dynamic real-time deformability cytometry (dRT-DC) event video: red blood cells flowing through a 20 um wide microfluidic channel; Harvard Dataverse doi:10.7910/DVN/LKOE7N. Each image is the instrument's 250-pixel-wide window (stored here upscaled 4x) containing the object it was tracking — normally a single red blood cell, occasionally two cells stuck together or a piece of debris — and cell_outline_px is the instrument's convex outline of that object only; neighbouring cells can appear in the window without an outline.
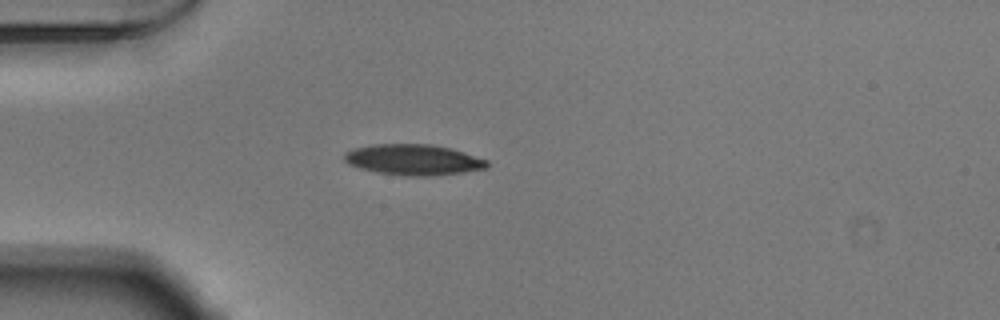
{"species": "Egyptian fruit bat (a non-hibernating species)", "species_latin": "Rousettus aegyptiacus", "temperature_condition": "warm", "stored_images_in_passage": 39, "camera_frame_rate_fps": 3000, "um_per_image_px": 0.085, "animal": {"sex": "male"}, "frame": {"image": 1, "passage_image": 1, "time_ms": 0.0, "image_size_px": [1000, 320], "cell_outline_px": [[488, 168], [432, 176], [404, 176], [380, 172], [360, 168], [348, 164], [344, 160], [344, 152], [352, 148], [372, 144], [432, 144], [452, 148], [488, 160]], "centroid_in_image_um": [35.12, 13.56], "position_along_channel_um": 49.9, "area_um2": 25.66}}
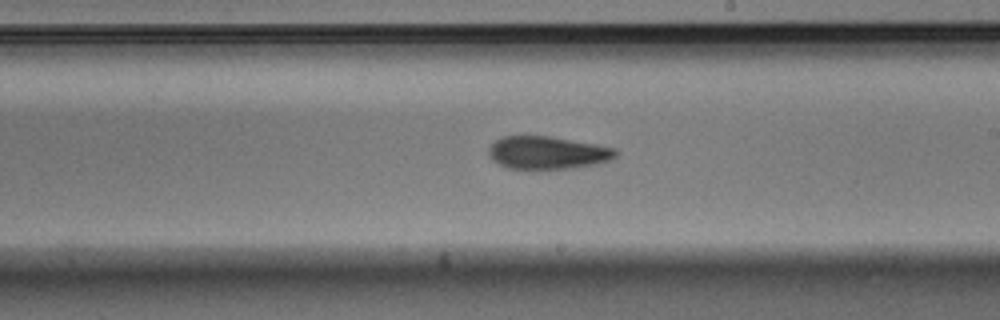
{"frame": {"image": 2, "passage_image": 17, "time_ms": 5.333, "image_size_px": [1000, 320], "cell_outline_px": [[620, 152], [612, 160], [596, 164], [572, 168], [508, 168], [492, 160], [488, 152], [488, 148], [496, 140], [504, 136], [548, 136], [596, 144], [616, 148]], "centroid_in_image_um": [46.58, 12.97], "position_along_channel_um": 242.4, "area_um2": 24.16}}
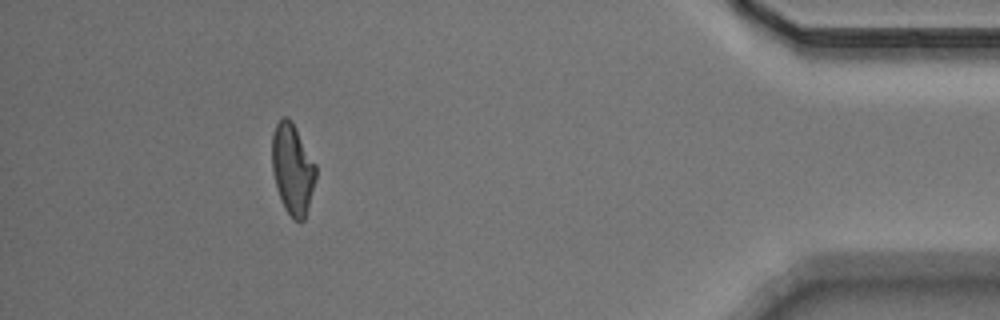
{"frame": {"image": 3, "passage_image": 34, "time_ms": 11.0, "image_size_px": [1000, 320], "cell_outline_px": [[316, 180], [304, 220], [300, 224], [292, 220], [284, 208], [276, 188], [272, 172], [272, 132], [276, 124], [284, 116], [288, 116], [292, 120], [316, 164]], "centroid_in_image_um": [24.86, 14.39], "position_along_channel_um": 410.3, "area_um2": 23.58}, "authors_computed_cell_mechanics": {"area_um2": 24.3916, "velocity_mm_per_s": 3.8798, "shape_relaxation_time_tau1_ms": 5.2621, "shape_relaxation_time_tau2_ms": 4.1516, "deformation_change_tau1": 0.1835, "deformation_change_tau2": 0.1136}}